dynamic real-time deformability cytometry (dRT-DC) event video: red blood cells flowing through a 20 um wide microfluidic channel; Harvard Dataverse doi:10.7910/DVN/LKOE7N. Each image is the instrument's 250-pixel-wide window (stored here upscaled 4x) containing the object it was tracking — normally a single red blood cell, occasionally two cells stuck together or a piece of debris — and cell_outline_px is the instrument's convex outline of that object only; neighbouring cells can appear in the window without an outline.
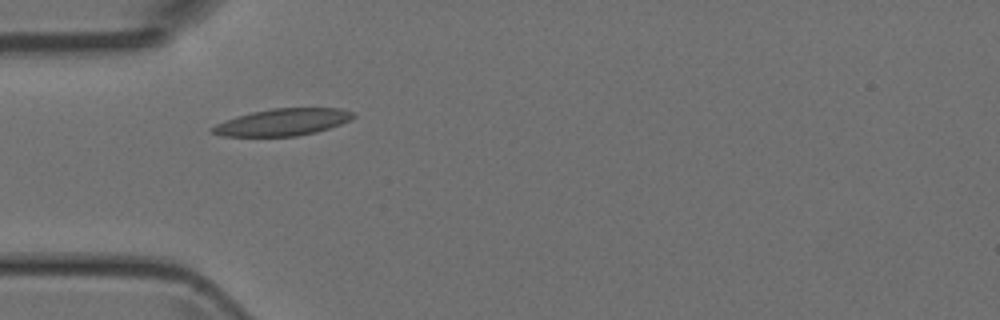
{"species": "Egyptian fruit bat (a non-hibernating species)", "species_latin": "Rousettus aegyptiacus", "temperature_condition": "room temperature", "stored_images_in_passage": 5, "camera_frame_rate_fps": 3000, "um_per_image_px": 0.085, "animal": {"sex": "female"}, "frame": {"image": 1, "passage_image": 5, "time_ms": 4.333, "image_size_px": [1000, 320], "cell_outline_px": [[356, 116], [352, 120], [316, 132], [296, 136], [220, 136], [208, 132], [216, 124], [236, 116], [252, 112], [272, 108], [340, 108], [356, 112]], "centroid_in_image_um": [24.05, 10.38], "position_along_channel_um": 61.0, "area_um2": 22.25}}